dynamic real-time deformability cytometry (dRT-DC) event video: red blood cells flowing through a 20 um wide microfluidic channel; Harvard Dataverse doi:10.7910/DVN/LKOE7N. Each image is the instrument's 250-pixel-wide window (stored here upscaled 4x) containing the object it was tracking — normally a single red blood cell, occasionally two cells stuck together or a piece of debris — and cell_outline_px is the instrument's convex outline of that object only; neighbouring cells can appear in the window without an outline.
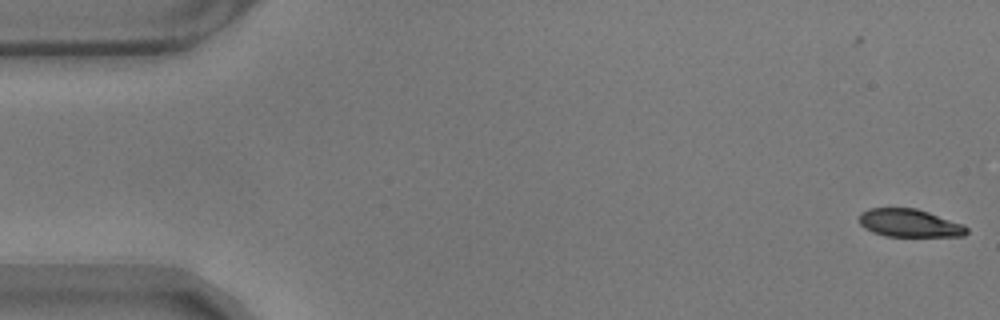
{"species": "common noctule bat (a hibernating species)", "species_latin": "Nyctalus noctula", "temperature_condition": "warm", "stored_images_in_passage": 4, "camera_frame_rate_fps": 3000, "um_per_image_px": 0.085, "animal": {"sex": "male", "body_mass_g": 17.9}, "frame": {"image": 1, "passage_image": 4, "time_ms": 1.0, "image_size_px": [1000, 320], "cell_outline_px": [[968, 232], [964, 236], [888, 236], [872, 232], [864, 228], [860, 224], [860, 212], [868, 208], [916, 208], [964, 224], [968, 228]], "centroid_in_image_um": [77.31, 18.96], "position_along_channel_um": 7.7, "area_um2": 17.51}}